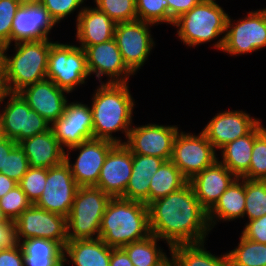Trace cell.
Returning a JSON list of instances; mask_svg holds the SVG:
<instances>
[{
  "mask_svg": "<svg viewBox=\"0 0 266 266\" xmlns=\"http://www.w3.org/2000/svg\"><path fill=\"white\" fill-rule=\"evenodd\" d=\"M152 235L165 240L169 251L178 244L201 243L211 231L207 211L196 198L191 184L148 205Z\"/></svg>",
  "mask_w": 266,
  "mask_h": 266,
  "instance_id": "cell-1",
  "label": "cell"
},
{
  "mask_svg": "<svg viewBox=\"0 0 266 266\" xmlns=\"http://www.w3.org/2000/svg\"><path fill=\"white\" fill-rule=\"evenodd\" d=\"M91 103L93 117V137L124 144L122 139L112 133L122 131L128 138L132 127L133 110L136 103L128 83H100L94 90Z\"/></svg>",
  "mask_w": 266,
  "mask_h": 266,
  "instance_id": "cell-2",
  "label": "cell"
},
{
  "mask_svg": "<svg viewBox=\"0 0 266 266\" xmlns=\"http://www.w3.org/2000/svg\"><path fill=\"white\" fill-rule=\"evenodd\" d=\"M149 235V210L145 203L111 198L100 226L99 238L104 243L112 248H122Z\"/></svg>",
  "mask_w": 266,
  "mask_h": 266,
  "instance_id": "cell-3",
  "label": "cell"
},
{
  "mask_svg": "<svg viewBox=\"0 0 266 266\" xmlns=\"http://www.w3.org/2000/svg\"><path fill=\"white\" fill-rule=\"evenodd\" d=\"M53 43L50 39L19 42L14 43L12 56L2 52L8 92L19 93L25 87L47 79L48 56Z\"/></svg>",
  "mask_w": 266,
  "mask_h": 266,
  "instance_id": "cell-4",
  "label": "cell"
},
{
  "mask_svg": "<svg viewBox=\"0 0 266 266\" xmlns=\"http://www.w3.org/2000/svg\"><path fill=\"white\" fill-rule=\"evenodd\" d=\"M217 3L216 0H202L174 21L177 37L183 44L196 47L223 34L222 38L213 43L214 48L222 51L228 13Z\"/></svg>",
  "mask_w": 266,
  "mask_h": 266,
  "instance_id": "cell-5",
  "label": "cell"
},
{
  "mask_svg": "<svg viewBox=\"0 0 266 266\" xmlns=\"http://www.w3.org/2000/svg\"><path fill=\"white\" fill-rule=\"evenodd\" d=\"M111 196L96 186H80L67 217L68 240L99 238L103 214Z\"/></svg>",
  "mask_w": 266,
  "mask_h": 266,
  "instance_id": "cell-6",
  "label": "cell"
},
{
  "mask_svg": "<svg viewBox=\"0 0 266 266\" xmlns=\"http://www.w3.org/2000/svg\"><path fill=\"white\" fill-rule=\"evenodd\" d=\"M90 76L86 54L83 48L77 45L54 42L48 56L46 77L52 80L67 94L76 90V87L87 83Z\"/></svg>",
  "mask_w": 266,
  "mask_h": 266,
  "instance_id": "cell-7",
  "label": "cell"
},
{
  "mask_svg": "<svg viewBox=\"0 0 266 266\" xmlns=\"http://www.w3.org/2000/svg\"><path fill=\"white\" fill-rule=\"evenodd\" d=\"M6 99H8L7 102ZM3 102H5V105L0 111L1 136L13 139L18 144L26 138L33 137L51 128L50 123L31 109L19 93L9 92L0 101V105Z\"/></svg>",
  "mask_w": 266,
  "mask_h": 266,
  "instance_id": "cell-8",
  "label": "cell"
},
{
  "mask_svg": "<svg viewBox=\"0 0 266 266\" xmlns=\"http://www.w3.org/2000/svg\"><path fill=\"white\" fill-rule=\"evenodd\" d=\"M247 14L237 21L228 15L222 49L224 53L238 56L266 47V8L252 10Z\"/></svg>",
  "mask_w": 266,
  "mask_h": 266,
  "instance_id": "cell-9",
  "label": "cell"
},
{
  "mask_svg": "<svg viewBox=\"0 0 266 266\" xmlns=\"http://www.w3.org/2000/svg\"><path fill=\"white\" fill-rule=\"evenodd\" d=\"M217 156L202 131L198 135L179 131L174 140L171 161L189 181L218 160Z\"/></svg>",
  "mask_w": 266,
  "mask_h": 266,
  "instance_id": "cell-10",
  "label": "cell"
},
{
  "mask_svg": "<svg viewBox=\"0 0 266 266\" xmlns=\"http://www.w3.org/2000/svg\"><path fill=\"white\" fill-rule=\"evenodd\" d=\"M154 24L141 20L116 23L114 40L126 66L135 74L148 59L155 41L151 35Z\"/></svg>",
  "mask_w": 266,
  "mask_h": 266,
  "instance_id": "cell-11",
  "label": "cell"
},
{
  "mask_svg": "<svg viewBox=\"0 0 266 266\" xmlns=\"http://www.w3.org/2000/svg\"><path fill=\"white\" fill-rule=\"evenodd\" d=\"M179 131L176 125H134L127 141L123 142L132 154L156 156L166 161L171 160L174 140Z\"/></svg>",
  "mask_w": 266,
  "mask_h": 266,
  "instance_id": "cell-12",
  "label": "cell"
},
{
  "mask_svg": "<svg viewBox=\"0 0 266 266\" xmlns=\"http://www.w3.org/2000/svg\"><path fill=\"white\" fill-rule=\"evenodd\" d=\"M15 222L19 242L30 238H44L56 241L64 248L68 241L67 218L35 204L24 210Z\"/></svg>",
  "mask_w": 266,
  "mask_h": 266,
  "instance_id": "cell-13",
  "label": "cell"
},
{
  "mask_svg": "<svg viewBox=\"0 0 266 266\" xmlns=\"http://www.w3.org/2000/svg\"><path fill=\"white\" fill-rule=\"evenodd\" d=\"M115 145L108 140L92 138L65 150V161L79 187L97 184L105 158ZM76 150L79 151L76 161L71 163L70 152Z\"/></svg>",
  "mask_w": 266,
  "mask_h": 266,
  "instance_id": "cell-14",
  "label": "cell"
},
{
  "mask_svg": "<svg viewBox=\"0 0 266 266\" xmlns=\"http://www.w3.org/2000/svg\"><path fill=\"white\" fill-rule=\"evenodd\" d=\"M78 187L69 165L64 161L47 169L45 188L35 205L67 218Z\"/></svg>",
  "mask_w": 266,
  "mask_h": 266,
  "instance_id": "cell-15",
  "label": "cell"
},
{
  "mask_svg": "<svg viewBox=\"0 0 266 266\" xmlns=\"http://www.w3.org/2000/svg\"><path fill=\"white\" fill-rule=\"evenodd\" d=\"M51 128L55 138L65 150L79 145L93 137V117L91 106L83 102L66 103L63 115Z\"/></svg>",
  "mask_w": 266,
  "mask_h": 266,
  "instance_id": "cell-16",
  "label": "cell"
},
{
  "mask_svg": "<svg viewBox=\"0 0 266 266\" xmlns=\"http://www.w3.org/2000/svg\"><path fill=\"white\" fill-rule=\"evenodd\" d=\"M84 51L89 74H95L99 83H128L129 77L135 75L126 66L114 38L88 46ZM102 76L108 81H101Z\"/></svg>",
  "mask_w": 266,
  "mask_h": 266,
  "instance_id": "cell-17",
  "label": "cell"
},
{
  "mask_svg": "<svg viewBox=\"0 0 266 266\" xmlns=\"http://www.w3.org/2000/svg\"><path fill=\"white\" fill-rule=\"evenodd\" d=\"M260 121L243 110H226L217 113L202 132L218 151L227 143L247 135Z\"/></svg>",
  "mask_w": 266,
  "mask_h": 266,
  "instance_id": "cell-18",
  "label": "cell"
},
{
  "mask_svg": "<svg viewBox=\"0 0 266 266\" xmlns=\"http://www.w3.org/2000/svg\"><path fill=\"white\" fill-rule=\"evenodd\" d=\"M133 154L124 144H116L107 154L96 187L112 198L122 197L129 183Z\"/></svg>",
  "mask_w": 266,
  "mask_h": 266,
  "instance_id": "cell-19",
  "label": "cell"
},
{
  "mask_svg": "<svg viewBox=\"0 0 266 266\" xmlns=\"http://www.w3.org/2000/svg\"><path fill=\"white\" fill-rule=\"evenodd\" d=\"M55 25L42 4L20 5L12 22L11 44L49 39Z\"/></svg>",
  "mask_w": 266,
  "mask_h": 266,
  "instance_id": "cell-20",
  "label": "cell"
},
{
  "mask_svg": "<svg viewBox=\"0 0 266 266\" xmlns=\"http://www.w3.org/2000/svg\"><path fill=\"white\" fill-rule=\"evenodd\" d=\"M65 90L52 80L45 79L25 87L19 92L29 107L52 125L64 113L67 99Z\"/></svg>",
  "mask_w": 266,
  "mask_h": 266,
  "instance_id": "cell-21",
  "label": "cell"
},
{
  "mask_svg": "<svg viewBox=\"0 0 266 266\" xmlns=\"http://www.w3.org/2000/svg\"><path fill=\"white\" fill-rule=\"evenodd\" d=\"M219 160L218 158L211 166L188 181L199 203L207 212L237 178Z\"/></svg>",
  "mask_w": 266,
  "mask_h": 266,
  "instance_id": "cell-22",
  "label": "cell"
},
{
  "mask_svg": "<svg viewBox=\"0 0 266 266\" xmlns=\"http://www.w3.org/2000/svg\"><path fill=\"white\" fill-rule=\"evenodd\" d=\"M116 23L104 12L94 7L84 6L76 22L75 39L85 49L114 38Z\"/></svg>",
  "mask_w": 266,
  "mask_h": 266,
  "instance_id": "cell-23",
  "label": "cell"
},
{
  "mask_svg": "<svg viewBox=\"0 0 266 266\" xmlns=\"http://www.w3.org/2000/svg\"><path fill=\"white\" fill-rule=\"evenodd\" d=\"M18 144L28 158L29 167L48 169L65 161V150L55 138L52 128Z\"/></svg>",
  "mask_w": 266,
  "mask_h": 266,
  "instance_id": "cell-24",
  "label": "cell"
},
{
  "mask_svg": "<svg viewBox=\"0 0 266 266\" xmlns=\"http://www.w3.org/2000/svg\"><path fill=\"white\" fill-rule=\"evenodd\" d=\"M111 252L112 247L100 238L68 240L64 246V266L66 262L75 266H109Z\"/></svg>",
  "mask_w": 266,
  "mask_h": 266,
  "instance_id": "cell-25",
  "label": "cell"
},
{
  "mask_svg": "<svg viewBox=\"0 0 266 266\" xmlns=\"http://www.w3.org/2000/svg\"><path fill=\"white\" fill-rule=\"evenodd\" d=\"M164 161L156 156L133 154L131 177L121 198L139 201L148 206L150 179Z\"/></svg>",
  "mask_w": 266,
  "mask_h": 266,
  "instance_id": "cell-26",
  "label": "cell"
},
{
  "mask_svg": "<svg viewBox=\"0 0 266 266\" xmlns=\"http://www.w3.org/2000/svg\"><path fill=\"white\" fill-rule=\"evenodd\" d=\"M245 211V178H236L220 196L215 205L207 212L211 230L217 221L244 219Z\"/></svg>",
  "mask_w": 266,
  "mask_h": 266,
  "instance_id": "cell-27",
  "label": "cell"
},
{
  "mask_svg": "<svg viewBox=\"0 0 266 266\" xmlns=\"http://www.w3.org/2000/svg\"><path fill=\"white\" fill-rule=\"evenodd\" d=\"M265 129L260 121L247 135L227 143L221 148L220 162L237 178H241L250 167L255 138Z\"/></svg>",
  "mask_w": 266,
  "mask_h": 266,
  "instance_id": "cell-28",
  "label": "cell"
},
{
  "mask_svg": "<svg viewBox=\"0 0 266 266\" xmlns=\"http://www.w3.org/2000/svg\"><path fill=\"white\" fill-rule=\"evenodd\" d=\"M24 266H64V248L56 241L30 238L20 241Z\"/></svg>",
  "mask_w": 266,
  "mask_h": 266,
  "instance_id": "cell-29",
  "label": "cell"
},
{
  "mask_svg": "<svg viewBox=\"0 0 266 266\" xmlns=\"http://www.w3.org/2000/svg\"><path fill=\"white\" fill-rule=\"evenodd\" d=\"M204 243L174 245L171 247L170 256L178 266H231L227 252L216 256L206 250Z\"/></svg>",
  "mask_w": 266,
  "mask_h": 266,
  "instance_id": "cell-30",
  "label": "cell"
},
{
  "mask_svg": "<svg viewBox=\"0 0 266 266\" xmlns=\"http://www.w3.org/2000/svg\"><path fill=\"white\" fill-rule=\"evenodd\" d=\"M188 180L171 160H166L150 179L149 204L183 187Z\"/></svg>",
  "mask_w": 266,
  "mask_h": 266,
  "instance_id": "cell-31",
  "label": "cell"
},
{
  "mask_svg": "<svg viewBox=\"0 0 266 266\" xmlns=\"http://www.w3.org/2000/svg\"><path fill=\"white\" fill-rule=\"evenodd\" d=\"M158 241L163 240L151 234L145 239L123 246L122 249L134 266H161L171 257H167L169 255L163 252Z\"/></svg>",
  "mask_w": 266,
  "mask_h": 266,
  "instance_id": "cell-32",
  "label": "cell"
},
{
  "mask_svg": "<svg viewBox=\"0 0 266 266\" xmlns=\"http://www.w3.org/2000/svg\"><path fill=\"white\" fill-rule=\"evenodd\" d=\"M227 254L231 266H266V244L251 241L242 234L238 246Z\"/></svg>",
  "mask_w": 266,
  "mask_h": 266,
  "instance_id": "cell-33",
  "label": "cell"
},
{
  "mask_svg": "<svg viewBox=\"0 0 266 266\" xmlns=\"http://www.w3.org/2000/svg\"><path fill=\"white\" fill-rule=\"evenodd\" d=\"M266 215V180H249L245 178V211L249 220Z\"/></svg>",
  "mask_w": 266,
  "mask_h": 266,
  "instance_id": "cell-34",
  "label": "cell"
},
{
  "mask_svg": "<svg viewBox=\"0 0 266 266\" xmlns=\"http://www.w3.org/2000/svg\"><path fill=\"white\" fill-rule=\"evenodd\" d=\"M138 20L154 24L166 23L173 26L169 16L167 0H136Z\"/></svg>",
  "mask_w": 266,
  "mask_h": 266,
  "instance_id": "cell-35",
  "label": "cell"
},
{
  "mask_svg": "<svg viewBox=\"0 0 266 266\" xmlns=\"http://www.w3.org/2000/svg\"><path fill=\"white\" fill-rule=\"evenodd\" d=\"M95 7L115 23L137 20L136 0H94Z\"/></svg>",
  "mask_w": 266,
  "mask_h": 266,
  "instance_id": "cell-36",
  "label": "cell"
},
{
  "mask_svg": "<svg viewBox=\"0 0 266 266\" xmlns=\"http://www.w3.org/2000/svg\"><path fill=\"white\" fill-rule=\"evenodd\" d=\"M241 178L266 180V128L255 138L249 170Z\"/></svg>",
  "mask_w": 266,
  "mask_h": 266,
  "instance_id": "cell-37",
  "label": "cell"
},
{
  "mask_svg": "<svg viewBox=\"0 0 266 266\" xmlns=\"http://www.w3.org/2000/svg\"><path fill=\"white\" fill-rule=\"evenodd\" d=\"M47 180V168L29 167L18 186L24 191L28 200L35 204L41 197Z\"/></svg>",
  "mask_w": 266,
  "mask_h": 266,
  "instance_id": "cell-38",
  "label": "cell"
},
{
  "mask_svg": "<svg viewBox=\"0 0 266 266\" xmlns=\"http://www.w3.org/2000/svg\"><path fill=\"white\" fill-rule=\"evenodd\" d=\"M20 5V0H0V46L2 52H8L12 46V22Z\"/></svg>",
  "mask_w": 266,
  "mask_h": 266,
  "instance_id": "cell-39",
  "label": "cell"
},
{
  "mask_svg": "<svg viewBox=\"0 0 266 266\" xmlns=\"http://www.w3.org/2000/svg\"><path fill=\"white\" fill-rule=\"evenodd\" d=\"M31 205L32 203L18 185L0 198V208L3 214L7 219L14 221Z\"/></svg>",
  "mask_w": 266,
  "mask_h": 266,
  "instance_id": "cell-40",
  "label": "cell"
},
{
  "mask_svg": "<svg viewBox=\"0 0 266 266\" xmlns=\"http://www.w3.org/2000/svg\"><path fill=\"white\" fill-rule=\"evenodd\" d=\"M28 168V158L23 149L17 144L8 155L4 156L3 168H1L0 173L18 183Z\"/></svg>",
  "mask_w": 266,
  "mask_h": 266,
  "instance_id": "cell-41",
  "label": "cell"
},
{
  "mask_svg": "<svg viewBox=\"0 0 266 266\" xmlns=\"http://www.w3.org/2000/svg\"><path fill=\"white\" fill-rule=\"evenodd\" d=\"M86 0H43L42 5L48 10L51 18L59 24L64 18L71 13H74L76 9L80 7L78 15L76 16V22L78 20L79 14L84 9V4Z\"/></svg>",
  "mask_w": 266,
  "mask_h": 266,
  "instance_id": "cell-42",
  "label": "cell"
},
{
  "mask_svg": "<svg viewBox=\"0 0 266 266\" xmlns=\"http://www.w3.org/2000/svg\"><path fill=\"white\" fill-rule=\"evenodd\" d=\"M19 245L16 222L10 219L0 222V251L14 249Z\"/></svg>",
  "mask_w": 266,
  "mask_h": 266,
  "instance_id": "cell-43",
  "label": "cell"
},
{
  "mask_svg": "<svg viewBox=\"0 0 266 266\" xmlns=\"http://www.w3.org/2000/svg\"><path fill=\"white\" fill-rule=\"evenodd\" d=\"M241 234L251 241L266 244V215L249 220Z\"/></svg>",
  "mask_w": 266,
  "mask_h": 266,
  "instance_id": "cell-44",
  "label": "cell"
},
{
  "mask_svg": "<svg viewBox=\"0 0 266 266\" xmlns=\"http://www.w3.org/2000/svg\"><path fill=\"white\" fill-rule=\"evenodd\" d=\"M169 16L173 21L187 13L202 0H167Z\"/></svg>",
  "mask_w": 266,
  "mask_h": 266,
  "instance_id": "cell-45",
  "label": "cell"
},
{
  "mask_svg": "<svg viewBox=\"0 0 266 266\" xmlns=\"http://www.w3.org/2000/svg\"><path fill=\"white\" fill-rule=\"evenodd\" d=\"M0 266H24L20 245L14 249L0 251Z\"/></svg>",
  "mask_w": 266,
  "mask_h": 266,
  "instance_id": "cell-46",
  "label": "cell"
},
{
  "mask_svg": "<svg viewBox=\"0 0 266 266\" xmlns=\"http://www.w3.org/2000/svg\"><path fill=\"white\" fill-rule=\"evenodd\" d=\"M109 266H134L122 248H112Z\"/></svg>",
  "mask_w": 266,
  "mask_h": 266,
  "instance_id": "cell-47",
  "label": "cell"
},
{
  "mask_svg": "<svg viewBox=\"0 0 266 266\" xmlns=\"http://www.w3.org/2000/svg\"><path fill=\"white\" fill-rule=\"evenodd\" d=\"M16 145L13 139L0 136V171L3 168L4 156L8 155Z\"/></svg>",
  "mask_w": 266,
  "mask_h": 266,
  "instance_id": "cell-48",
  "label": "cell"
},
{
  "mask_svg": "<svg viewBox=\"0 0 266 266\" xmlns=\"http://www.w3.org/2000/svg\"><path fill=\"white\" fill-rule=\"evenodd\" d=\"M18 183L8 178L5 174L0 173V198L12 190Z\"/></svg>",
  "mask_w": 266,
  "mask_h": 266,
  "instance_id": "cell-49",
  "label": "cell"
},
{
  "mask_svg": "<svg viewBox=\"0 0 266 266\" xmlns=\"http://www.w3.org/2000/svg\"><path fill=\"white\" fill-rule=\"evenodd\" d=\"M8 89L5 81V66L3 60H0V101L8 94Z\"/></svg>",
  "mask_w": 266,
  "mask_h": 266,
  "instance_id": "cell-50",
  "label": "cell"
},
{
  "mask_svg": "<svg viewBox=\"0 0 266 266\" xmlns=\"http://www.w3.org/2000/svg\"><path fill=\"white\" fill-rule=\"evenodd\" d=\"M43 0H20L21 5L41 4Z\"/></svg>",
  "mask_w": 266,
  "mask_h": 266,
  "instance_id": "cell-51",
  "label": "cell"
},
{
  "mask_svg": "<svg viewBox=\"0 0 266 266\" xmlns=\"http://www.w3.org/2000/svg\"><path fill=\"white\" fill-rule=\"evenodd\" d=\"M161 266H178L176 261L171 256V259L169 258L166 262H164Z\"/></svg>",
  "mask_w": 266,
  "mask_h": 266,
  "instance_id": "cell-52",
  "label": "cell"
},
{
  "mask_svg": "<svg viewBox=\"0 0 266 266\" xmlns=\"http://www.w3.org/2000/svg\"><path fill=\"white\" fill-rule=\"evenodd\" d=\"M5 220H7V218L5 217V215L3 214V212L0 208V222L5 221Z\"/></svg>",
  "mask_w": 266,
  "mask_h": 266,
  "instance_id": "cell-53",
  "label": "cell"
},
{
  "mask_svg": "<svg viewBox=\"0 0 266 266\" xmlns=\"http://www.w3.org/2000/svg\"><path fill=\"white\" fill-rule=\"evenodd\" d=\"M2 59V47L0 46V60Z\"/></svg>",
  "mask_w": 266,
  "mask_h": 266,
  "instance_id": "cell-54",
  "label": "cell"
}]
</instances>
